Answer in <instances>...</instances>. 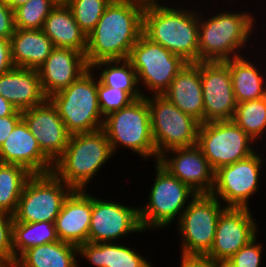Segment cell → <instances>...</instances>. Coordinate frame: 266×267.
Instances as JSON below:
<instances>
[{"instance_id": "obj_44", "label": "cell", "mask_w": 266, "mask_h": 267, "mask_svg": "<svg viewBox=\"0 0 266 267\" xmlns=\"http://www.w3.org/2000/svg\"><path fill=\"white\" fill-rule=\"evenodd\" d=\"M136 3L142 4L143 6H148V5H159V4H165L166 2H162L163 0H133ZM162 3H159V2Z\"/></svg>"}, {"instance_id": "obj_45", "label": "cell", "mask_w": 266, "mask_h": 267, "mask_svg": "<svg viewBox=\"0 0 266 267\" xmlns=\"http://www.w3.org/2000/svg\"><path fill=\"white\" fill-rule=\"evenodd\" d=\"M56 4H67L70 0H52Z\"/></svg>"}, {"instance_id": "obj_16", "label": "cell", "mask_w": 266, "mask_h": 267, "mask_svg": "<svg viewBox=\"0 0 266 267\" xmlns=\"http://www.w3.org/2000/svg\"><path fill=\"white\" fill-rule=\"evenodd\" d=\"M203 123L233 119L237 102L229 67L224 62H201Z\"/></svg>"}, {"instance_id": "obj_12", "label": "cell", "mask_w": 266, "mask_h": 267, "mask_svg": "<svg viewBox=\"0 0 266 267\" xmlns=\"http://www.w3.org/2000/svg\"><path fill=\"white\" fill-rule=\"evenodd\" d=\"M196 145L214 171L250 156L258 147L232 120L200 123Z\"/></svg>"}, {"instance_id": "obj_15", "label": "cell", "mask_w": 266, "mask_h": 267, "mask_svg": "<svg viewBox=\"0 0 266 267\" xmlns=\"http://www.w3.org/2000/svg\"><path fill=\"white\" fill-rule=\"evenodd\" d=\"M144 232L139 218V206L92 196V215L88 242H117L131 233Z\"/></svg>"}, {"instance_id": "obj_22", "label": "cell", "mask_w": 266, "mask_h": 267, "mask_svg": "<svg viewBox=\"0 0 266 267\" xmlns=\"http://www.w3.org/2000/svg\"><path fill=\"white\" fill-rule=\"evenodd\" d=\"M0 95L19 111L39 106L48 99L38 70L20 67L0 75Z\"/></svg>"}, {"instance_id": "obj_47", "label": "cell", "mask_w": 266, "mask_h": 267, "mask_svg": "<svg viewBox=\"0 0 266 267\" xmlns=\"http://www.w3.org/2000/svg\"><path fill=\"white\" fill-rule=\"evenodd\" d=\"M3 164V161H2V158H1V155H0V166Z\"/></svg>"}, {"instance_id": "obj_6", "label": "cell", "mask_w": 266, "mask_h": 267, "mask_svg": "<svg viewBox=\"0 0 266 267\" xmlns=\"http://www.w3.org/2000/svg\"><path fill=\"white\" fill-rule=\"evenodd\" d=\"M48 99L71 135L102 129L104 116L98 103L97 75L91 67L67 88Z\"/></svg>"}, {"instance_id": "obj_35", "label": "cell", "mask_w": 266, "mask_h": 267, "mask_svg": "<svg viewBox=\"0 0 266 267\" xmlns=\"http://www.w3.org/2000/svg\"><path fill=\"white\" fill-rule=\"evenodd\" d=\"M98 103L102 115L120 110L134 99L125 91L104 85L97 77Z\"/></svg>"}, {"instance_id": "obj_34", "label": "cell", "mask_w": 266, "mask_h": 267, "mask_svg": "<svg viewBox=\"0 0 266 267\" xmlns=\"http://www.w3.org/2000/svg\"><path fill=\"white\" fill-rule=\"evenodd\" d=\"M110 2L111 0H70L67 6L81 30L88 36Z\"/></svg>"}, {"instance_id": "obj_24", "label": "cell", "mask_w": 266, "mask_h": 267, "mask_svg": "<svg viewBox=\"0 0 266 267\" xmlns=\"http://www.w3.org/2000/svg\"><path fill=\"white\" fill-rule=\"evenodd\" d=\"M129 246L119 241L86 242L78 247V256L87 259L94 267H154L146 256Z\"/></svg>"}, {"instance_id": "obj_9", "label": "cell", "mask_w": 266, "mask_h": 267, "mask_svg": "<svg viewBox=\"0 0 266 267\" xmlns=\"http://www.w3.org/2000/svg\"><path fill=\"white\" fill-rule=\"evenodd\" d=\"M157 161L166 151L197 144L200 122L163 95L147 96Z\"/></svg>"}, {"instance_id": "obj_42", "label": "cell", "mask_w": 266, "mask_h": 267, "mask_svg": "<svg viewBox=\"0 0 266 267\" xmlns=\"http://www.w3.org/2000/svg\"><path fill=\"white\" fill-rule=\"evenodd\" d=\"M180 267H222L214 265L202 259H180Z\"/></svg>"}, {"instance_id": "obj_20", "label": "cell", "mask_w": 266, "mask_h": 267, "mask_svg": "<svg viewBox=\"0 0 266 267\" xmlns=\"http://www.w3.org/2000/svg\"><path fill=\"white\" fill-rule=\"evenodd\" d=\"M0 155L4 164L21 165L32 174H48L53 171L54 163L41 151L23 119L0 146Z\"/></svg>"}, {"instance_id": "obj_11", "label": "cell", "mask_w": 266, "mask_h": 267, "mask_svg": "<svg viewBox=\"0 0 266 267\" xmlns=\"http://www.w3.org/2000/svg\"><path fill=\"white\" fill-rule=\"evenodd\" d=\"M73 189L53 172L33 174L24 185L14 220L17 222H55L64 200Z\"/></svg>"}, {"instance_id": "obj_7", "label": "cell", "mask_w": 266, "mask_h": 267, "mask_svg": "<svg viewBox=\"0 0 266 267\" xmlns=\"http://www.w3.org/2000/svg\"><path fill=\"white\" fill-rule=\"evenodd\" d=\"M154 163L156 174L152 188H150L148 202L139 207V218L144 232L153 228L155 231L159 228V230H163L171 226L170 224L175 219L174 223H177L189 202L197 195L187 184L173 176L158 161Z\"/></svg>"}, {"instance_id": "obj_18", "label": "cell", "mask_w": 266, "mask_h": 267, "mask_svg": "<svg viewBox=\"0 0 266 267\" xmlns=\"http://www.w3.org/2000/svg\"><path fill=\"white\" fill-rule=\"evenodd\" d=\"M22 119L41 151L54 163L63 154L71 136L56 107L47 99L39 106L22 111Z\"/></svg>"}, {"instance_id": "obj_2", "label": "cell", "mask_w": 266, "mask_h": 267, "mask_svg": "<svg viewBox=\"0 0 266 267\" xmlns=\"http://www.w3.org/2000/svg\"><path fill=\"white\" fill-rule=\"evenodd\" d=\"M167 5L145 6L142 33L185 62L198 63L199 10Z\"/></svg>"}, {"instance_id": "obj_13", "label": "cell", "mask_w": 266, "mask_h": 267, "mask_svg": "<svg viewBox=\"0 0 266 267\" xmlns=\"http://www.w3.org/2000/svg\"><path fill=\"white\" fill-rule=\"evenodd\" d=\"M259 151L257 149L250 156L215 170L210 194L225 207L250 208L248 201L260 188L261 170L266 163Z\"/></svg>"}, {"instance_id": "obj_32", "label": "cell", "mask_w": 266, "mask_h": 267, "mask_svg": "<svg viewBox=\"0 0 266 267\" xmlns=\"http://www.w3.org/2000/svg\"><path fill=\"white\" fill-rule=\"evenodd\" d=\"M232 121L256 143L266 139V96L238 103Z\"/></svg>"}, {"instance_id": "obj_21", "label": "cell", "mask_w": 266, "mask_h": 267, "mask_svg": "<svg viewBox=\"0 0 266 267\" xmlns=\"http://www.w3.org/2000/svg\"><path fill=\"white\" fill-rule=\"evenodd\" d=\"M91 215L92 195L87 190H73L55 220L59 240L77 247L88 242Z\"/></svg>"}, {"instance_id": "obj_36", "label": "cell", "mask_w": 266, "mask_h": 267, "mask_svg": "<svg viewBox=\"0 0 266 267\" xmlns=\"http://www.w3.org/2000/svg\"><path fill=\"white\" fill-rule=\"evenodd\" d=\"M257 236L240 248L222 267H261L264 247L262 243L257 242Z\"/></svg>"}, {"instance_id": "obj_8", "label": "cell", "mask_w": 266, "mask_h": 267, "mask_svg": "<svg viewBox=\"0 0 266 267\" xmlns=\"http://www.w3.org/2000/svg\"><path fill=\"white\" fill-rule=\"evenodd\" d=\"M221 204L211 194H197L189 202L176 223L182 239L180 259H202L210 251L218 219L227 208Z\"/></svg>"}, {"instance_id": "obj_40", "label": "cell", "mask_w": 266, "mask_h": 267, "mask_svg": "<svg viewBox=\"0 0 266 267\" xmlns=\"http://www.w3.org/2000/svg\"><path fill=\"white\" fill-rule=\"evenodd\" d=\"M22 119V115H8L0 117V146L10 135L15 125Z\"/></svg>"}, {"instance_id": "obj_10", "label": "cell", "mask_w": 266, "mask_h": 267, "mask_svg": "<svg viewBox=\"0 0 266 267\" xmlns=\"http://www.w3.org/2000/svg\"><path fill=\"white\" fill-rule=\"evenodd\" d=\"M128 60L136 71L138 85L142 83L140 86L151 95H162L187 63L143 33L131 48Z\"/></svg>"}, {"instance_id": "obj_3", "label": "cell", "mask_w": 266, "mask_h": 267, "mask_svg": "<svg viewBox=\"0 0 266 267\" xmlns=\"http://www.w3.org/2000/svg\"><path fill=\"white\" fill-rule=\"evenodd\" d=\"M237 12L221 10L205 19L199 11V62H225L242 56L253 36L256 18L248 11Z\"/></svg>"}, {"instance_id": "obj_31", "label": "cell", "mask_w": 266, "mask_h": 267, "mask_svg": "<svg viewBox=\"0 0 266 267\" xmlns=\"http://www.w3.org/2000/svg\"><path fill=\"white\" fill-rule=\"evenodd\" d=\"M33 174L16 164L0 166V210L14 215L24 185Z\"/></svg>"}, {"instance_id": "obj_33", "label": "cell", "mask_w": 266, "mask_h": 267, "mask_svg": "<svg viewBox=\"0 0 266 267\" xmlns=\"http://www.w3.org/2000/svg\"><path fill=\"white\" fill-rule=\"evenodd\" d=\"M56 6L52 0H30L14 10L16 29H42L45 19Z\"/></svg>"}, {"instance_id": "obj_30", "label": "cell", "mask_w": 266, "mask_h": 267, "mask_svg": "<svg viewBox=\"0 0 266 267\" xmlns=\"http://www.w3.org/2000/svg\"><path fill=\"white\" fill-rule=\"evenodd\" d=\"M14 265L16 260L28 249L59 241L55 222L25 223L13 222Z\"/></svg>"}, {"instance_id": "obj_4", "label": "cell", "mask_w": 266, "mask_h": 267, "mask_svg": "<svg viewBox=\"0 0 266 267\" xmlns=\"http://www.w3.org/2000/svg\"><path fill=\"white\" fill-rule=\"evenodd\" d=\"M112 156L110 142L102 129L72 134L52 172L73 190H88V184Z\"/></svg>"}, {"instance_id": "obj_28", "label": "cell", "mask_w": 266, "mask_h": 267, "mask_svg": "<svg viewBox=\"0 0 266 267\" xmlns=\"http://www.w3.org/2000/svg\"><path fill=\"white\" fill-rule=\"evenodd\" d=\"M78 247L56 241L25 251L13 267H79Z\"/></svg>"}, {"instance_id": "obj_25", "label": "cell", "mask_w": 266, "mask_h": 267, "mask_svg": "<svg viewBox=\"0 0 266 267\" xmlns=\"http://www.w3.org/2000/svg\"><path fill=\"white\" fill-rule=\"evenodd\" d=\"M15 67L37 70L55 48L42 29H15L10 38Z\"/></svg>"}, {"instance_id": "obj_14", "label": "cell", "mask_w": 266, "mask_h": 267, "mask_svg": "<svg viewBox=\"0 0 266 267\" xmlns=\"http://www.w3.org/2000/svg\"><path fill=\"white\" fill-rule=\"evenodd\" d=\"M250 208L227 207L220 215L214 243L203 261L222 266L258 232V222Z\"/></svg>"}, {"instance_id": "obj_39", "label": "cell", "mask_w": 266, "mask_h": 267, "mask_svg": "<svg viewBox=\"0 0 266 267\" xmlns=\"http://www.w3.org/2000/svg\"><path fill=\"white\" fill-rule=\"evenodd\" d=\"M14 67L10 39L0 38V75L9 72Z\"/></svg>"}, {"instance_id": "obj_41", "label": "cell", "mask_w": 266, "mask_h": 267, "mask_svg": "<svg viewBox=\"0 0 266 267\" xmlns=\"http://www.w3.org/2000/svg\"><path fill=\"white\" fill-rule=\"evenodd\" d=\"M8 115H22V111L16 109L9 101L0 95V117Z\"/></svg>"}, {"instance_id": "obj_19", "label": "cell", "mask_w": 266, "mask_h": 267, "mask_svg": "<svg viewBox=\"0 0 266 267\" xmlns=\"http://www.w3.org/2000/svg\"><path fill=\"white\" fill-rule=\"evenodd\" d=\"M89 68L85 54L73 49L55 47L37 69L45 96L49 98L67 88Z\"/></svg>"}, {"instance_id": "obj_27", "label": "cell", "mask_w": 266, "mask_h": 267, "mask_svg": "<svg viewBox=\"0 0 266 267\" xmlns=\"http://www.w3.org/2000/svg\"><path fill=\"white\" fill-rule=\"evenodd\" d=\"M242 56L229 59L224 63L229 67L235 100L238 103L257 100L266 96L265 74L254 61ZM251 60V61H249ZM260 69V70H259Z\"/></svg>"}, {"instance_id": "obj_26", "label": "cell", "mask_w": 266, "mask_h": 267, "mask_svg": "<svg viewBox=\"0 0 266 267\" xmlns=\"http://www.w3.org/2000/svg\"><path fill=\"white\" fill-rule=\"evenodd\" d=\"M42 30L55 47L86 53L87 35L77 24L67 4H56L45 19Z\"/></svg>"}, {"instance_id": "obj_37", "label": "cell", "mask_w": 266, "mask_h": 267, "mask_svg": "<svg viewBox=\"0 0 266 267\" xmlns=\"http://www.w3.org/2000/svg\"><path fill=\"white\" fill-rule=\"evenodd\" d=\"M13 222V215L0 210V260L7 267L14 266Z\"/></svg>"}, {"instance_id": "obj_29", "label": "cell", "mask_w": 266, "mask_h": 267, "mask_svg": "<svg viewBox=\"0 0 266 267\" xmlns=\"http://www.w3.org/2000/svg\"><path fill=\"white\" fill-rule=\"evenodd\" d=\"M91 69L99 70L94 72L104 85L123 90L134 100L146 96L138 85L136 71L128 59L99 61Z\"/></svg>"}, {"instance_id": "obj_23", "label": "cell", "mask_w": 266, "mask_h": 267, "mask_svg": "<svg viewBox=\"0 0 266 267\" xmlns=\"http://www.w3.org/2000/svg\"><path fill=\"white\" fill-rule=\"evenodd\" d=\"M162 95L183 113L203 123L201 62L186 63Z\"/></svg>"}, {"instance_id": "obj_17", "label": "cell", "mask_w": 266, "mask_h": 267, "mask_svg": "<svg viewBox=\"0 0 266 267\" xmlns=\"http://www.w3.org/2000/svg\"><path fill=\"white\" fill-rule=\"evenodd\" d=\"M158 162L197 194L212 192L215 171L197 145L168 150Z\"/></svg>"}, {"instance_id": "obj_38", "label": "cell", "mask_w": 266, "mask_h": 267, "mask_svg": "<svg viewBox=\"0 0 266 267\" xmlns=\"http://www.w3.org/2000/svg\"><path fill=\"white\" fill-rule=\"evenodd\" d=\"M15 29L14 11L0 0V38L10 39Z\"/></svg>"}, {"instance_id": "obj_43", "label": "cell", "mask_w": 266, "mask_h": 267, "mask_svg": "<svg viewBox=\"0 0 266 267\" xmlns=\"http://www.w3.org/2000/svg\"><path fill=\"white\" fill-rule=\"evenodd\" d=\"M3 1L10 9L14 11L17 7L23 5L24 3H27L30 0H3Z\"/></svg>"}, {"instance_id": "obj_5", "label": "cell", "mask_w": 266, "mask_h": 267, "mask_svg": "<svg viewBox=\"0 0 266 267\" xmlns=\"http://www.w3.org/2000/svg\"><path fill=\"white\" fill-rule=\"evenodd\" d=\"M102 130L110 142L113 154L123 146L126 150H132L133 154L140 155L145 161L150 157L157 161L146 96L107 114Z\"/></svg>"}, {"instance_id": "obj_46", "label": "cell", "mask_w": 266, "mask_h": 267, "mask_svg": "<svg viewBox=\"0 0 266 267\" xmlns=\"http://www.w3.org/2000/svg\"><path fill=\"white\" fill-rule=\"evenodd\" d=\"M0 267H7V266L0 260Z\"/></svg>"}, {"instance_id": "obj_1", "label": "cell", "mask_w": 266, "mask_h": 267, "mask_svg": "<svg viewBox=\"0 0 266 267\" xmlns=\"http://www.w3.org/2000/svg\"><path fill=\"white\" fill-rule=\"evenodd\" d=\"M145 6L133 0H111L87 36L89 67L99 61L128 59L143 30Z\"/></svg>"}]
</instances>
